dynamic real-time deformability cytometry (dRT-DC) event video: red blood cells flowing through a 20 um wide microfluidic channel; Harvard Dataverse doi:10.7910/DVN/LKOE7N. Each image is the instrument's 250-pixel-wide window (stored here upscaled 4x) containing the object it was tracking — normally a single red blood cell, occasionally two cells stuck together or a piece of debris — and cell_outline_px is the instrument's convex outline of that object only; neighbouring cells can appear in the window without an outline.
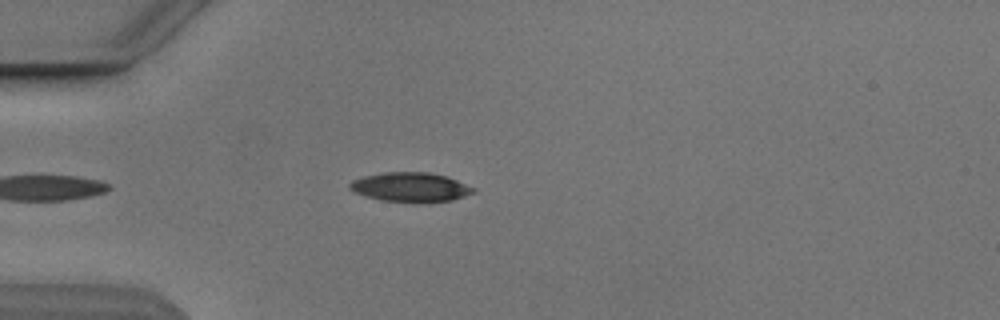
{"species": "Egyptian fruit bat (a non-hibernating species)", "species_latin": "Rousettus aegyptiacus", "temperature_condition": "cold", "stored_images_in_passage": 5, "camera_frame_rate_fps": 3000, "um_per_image_px": 0.085, "animal": {"sex": "male"}, "frame": {"image": 1, "passage_image": 5, "time_ms": 4.667, "image_size_px": [1000, 320], "cell_outline_px": [[476, 192], [452, 200], [424, 204], [384, 200], [368, 196], [356, 192], [348, 188], [348, 184], [352, 180], [364, 176], [380, 172], [428, 172], [448, 176], [476, 188]], "centroid_in_image_um": [34.94, 15.91], "position_along_channel_um": 50.1, "area_um2": 21.5}}